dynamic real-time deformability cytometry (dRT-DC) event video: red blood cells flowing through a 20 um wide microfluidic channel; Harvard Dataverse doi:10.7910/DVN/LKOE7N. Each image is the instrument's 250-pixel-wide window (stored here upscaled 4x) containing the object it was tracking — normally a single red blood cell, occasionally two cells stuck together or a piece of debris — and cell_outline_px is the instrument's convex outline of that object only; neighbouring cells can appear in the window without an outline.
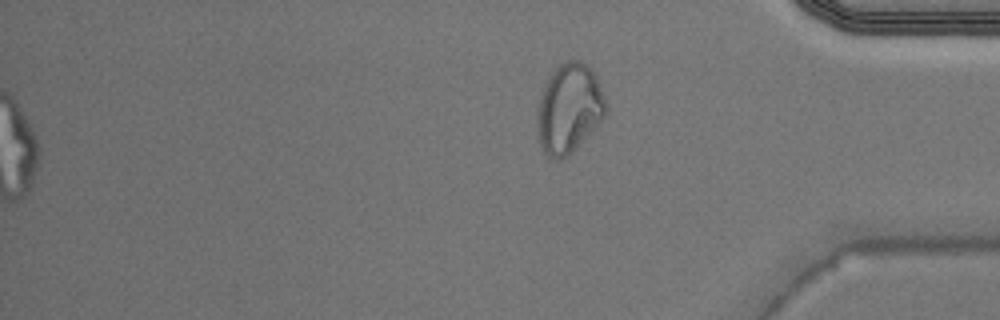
{"species": "Egyptian fruit bat (a non-hibernating species)", "species_latin": "Rousettus aegyptiacus", "temperature_condition": "warm", "stored_images_in_passage": 36, "camera_frame_rate_fps": 3000, "um_per_image_px": 0.085, "animal": {"sex": "male"}, "frame": {"image": 1, "passage_image": 36, "time_ms": 11.667, "image_size_px": [1000, 320], "cell_outline_px": [[608, 108], [604, 116], [560, 160], [556, 160], [548, 156], [544, 152], [540, 144], [540, 100], [544, 84], [548, 76], [556, 64], [564, 60], [580, 60], [588, 64], [596, 76]], "centroid_in_image_um": [48.38, 9.09], "position_along_channel_um": 386.8, "area_um2": 34.45}}